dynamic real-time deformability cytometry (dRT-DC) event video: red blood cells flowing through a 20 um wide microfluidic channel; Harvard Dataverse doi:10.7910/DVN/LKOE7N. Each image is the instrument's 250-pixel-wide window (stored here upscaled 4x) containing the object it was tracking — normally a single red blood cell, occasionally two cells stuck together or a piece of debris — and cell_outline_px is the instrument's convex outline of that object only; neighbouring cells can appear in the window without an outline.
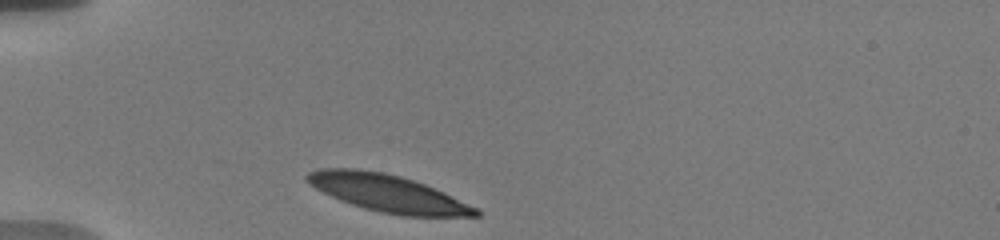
{"species": "human", "species_latin": "Homo sapiens", "temperature_condition": "warm", "stored_images_in_passage": 34, "camera_frame_rate_fps": 3000, "um_per_image_px": 0.085, "donor": {"sex": "male"}, "frame": {"image": 1, "passage_image": 1, "time_ms": 0.0, "image_size_px": [1000, 240], "cell_outline_px": [[480, 216], [400, 216], [380, 212], [364, 208], [340, 200], [316, 188], [304, 180], [304, 176], [308, 172], [320, 168], [356, 168], [384, 172], [400, 176], [424, 184], [444, 192], [476, 208], [480, 212]], "centroid_in_image_um": [32.92, 16.41], "position_along_channel_um": 52.1, "area_um2": 36.36}}
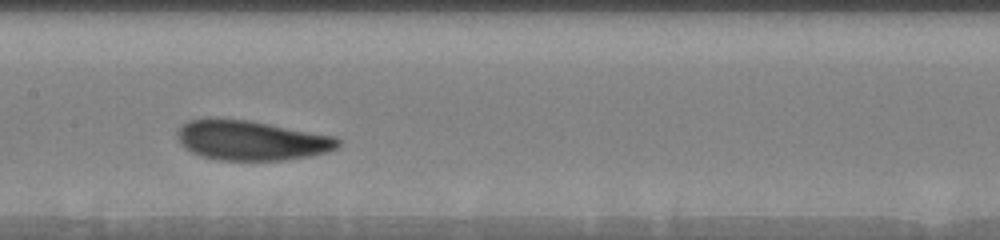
{"frame": {"image": 2, "passage_image": 14, "time_ms": 4.333, "image_size_px": [1000, 240], "cell_outline_px": [[344, 140], [336, 148], [328, 152], [308, 156], [284, 160], [216, 160], [200, 156], [184, 148], [176, 140], [176, 132], [188, 120], [208, 116], [248, 120], [336, 136]], "centroid_in_image_um": [21.32, 11.91], "position_along_channel_um": 186.1, "area_um2": 37.97}}
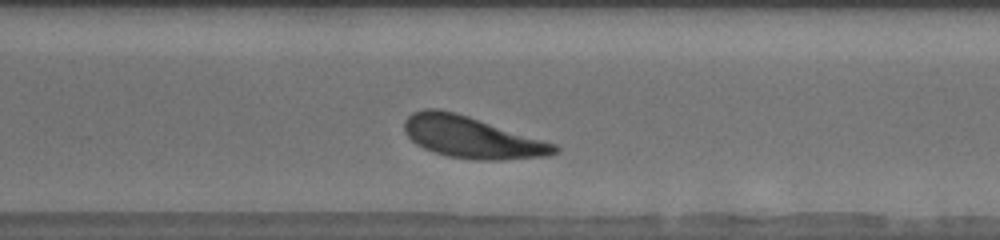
{"frame": {"image": 3, "passage_image": 26, "time_ms": 8.333, "image_size_px": [1000, 240], "cell_outline_px": [[560, 152], [548, 156], [500, 160], [476, 160], [448, 156], [424, 148], [416, 144], [404, 132], [404, 120], [412, 112], [424, 108], [436, 108], [456, 112], [556, 144], [560, 148]], "centroid_in_image_um": [40.1, 11.66], "position_along_channel_um": 330.5, "area_um2": 36.41}, "authors_computed_cell_mechanics": {"area_um2": 37.1943, "velocity_mm_per_s": 3.6258, "shape_relaxation_time_tau1_ms": 2.7933, "shape_relaxation_time_tau2_ms": 8.4122, "deformation_change_tau1": 0.1224, "deformation_change_tau2": 0.1433}}